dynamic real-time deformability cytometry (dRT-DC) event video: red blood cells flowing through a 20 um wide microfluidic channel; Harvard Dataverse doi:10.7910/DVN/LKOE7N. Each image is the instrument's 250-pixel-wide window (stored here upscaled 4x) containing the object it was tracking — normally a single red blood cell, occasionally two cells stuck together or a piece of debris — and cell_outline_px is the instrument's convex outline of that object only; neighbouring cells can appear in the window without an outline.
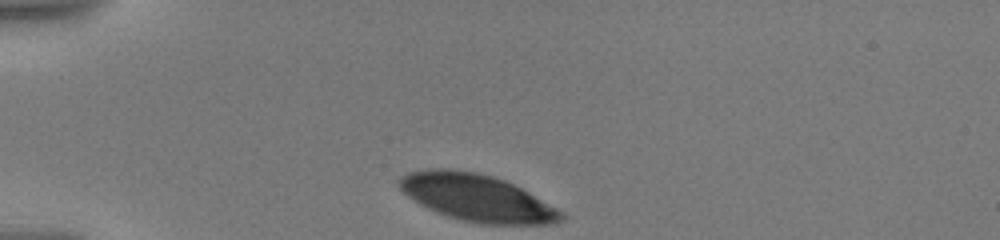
{"species": "human", "species_latin": "Homo sapiens", "temperature_condition": "warm", "stored_images_in_passage": 21, "camera_frame_rate_fps": 3000, "um_per_image_px": 0.085, "donor": {"sex": "male"}, "frame": {"image": 1, "passage_image": 1, "time_ms": 0.0, "image_size_px": [1000, 240], "cell_outline_px": [[568, 216], [564, 220], [552, 224], [480, 224], [460, 220], [448, 216], [428, 208], [420, 204], [408, 196], [400, 188], [396, 180], [400, 176], [408, 172], [432, 168], [448, 168], [476, 172], [492, 176], [504, 180], [528, 192], [556, 208]], "centroid_in_image_um": [40.52, 16.81], "position_along_channel_um": 44.5, "area_um2": 44.22}}
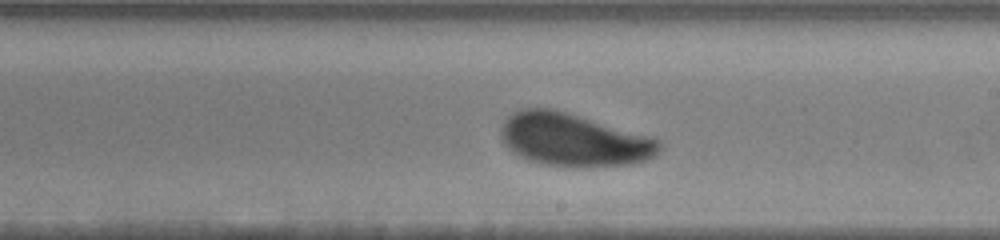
{"frame": {"image": 2, "passage_image": 10, "time_ms": 6.667, "image_size_px": [1000, 240], "cell_outline_px": [[664, 148], [656, 156], [648, 160], [632, 164], [580, 168], [544, 164], [520, 156], [504, 140], [504, 120], [512, 112], [520, 108], [552, 108], [648, 136], [660, 140]], "centroid_in_image_um": [48.86, 11.9], "position_along_channel_um": 240.1, "area_um2": 48.26}}
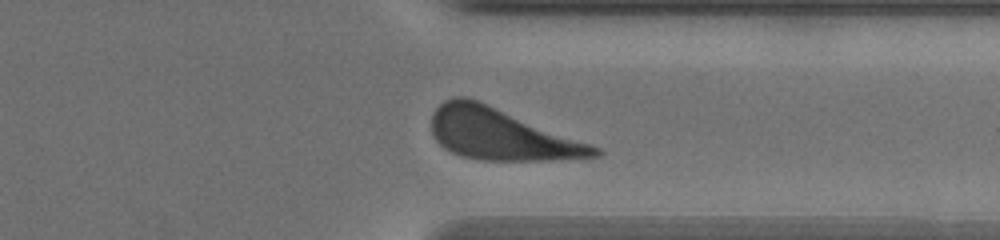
{"frame": {"image": 3, "passage_image": 18, "time_ms": 10.333, "image_size_px": [1000, 240], "cell_outline_px": [[604, 152], [600, 156], [552, 160], [480, 160], [460, 156], [444, 148], [432, 136], [432, 112], [444, 100], [456, 96], [464, 96], [476, 100], [600, 148]], "centroid_in_image_um": [42.54, 11.43], "position_along_channel_um": 368.9, "area_um2": 48.03}, "authors_computed_cell_mechanics": {"area_um2": 48.0318, "velocity_mm_per_s": 3.4983, "shape_relaxation_time_tau1_ms": 1.4675, "shape_relaxation_time_tau2_ms": null, "deformation_change_tau1": 0.0894, "deformation_change_tau2": null}}